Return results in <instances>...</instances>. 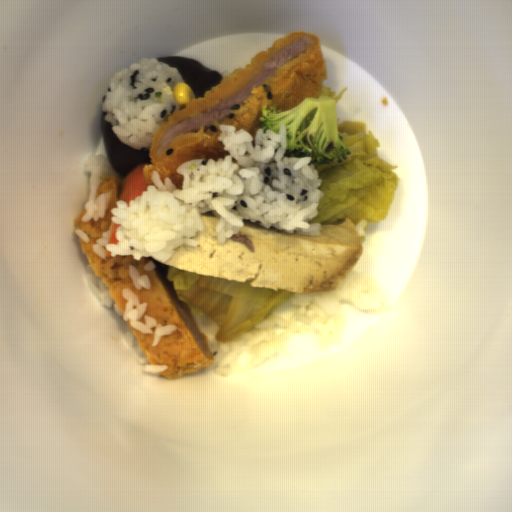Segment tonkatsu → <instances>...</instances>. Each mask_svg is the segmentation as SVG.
Listing matches in <instances>:
<instances>
[{"label": "tonkatsu", "mask_w": 512, "mask_h": 512, "mask_svg": "<svg viewBox=\"0 0 512 512\" xmlns=\"http://www.w3.org/2000/svg\"><path fill=\"white\" fill-rule=\"evenodd\" d=\"M318 34L291 31L260 50L245 64L205 89L203 97L193 98L182 109L168 113L166 122L152 134L151 163L142 165L145 185H153L156 170L163 183L170 177L181 188L178 166L189 159H225L229 155L218 140L219 125L245 128L255 137L262 129V107L280 112L291 110L304 98H318L328 80L327 61ZM154 186V185H153Z\"/></svg>", "instance_id": "tonkatsu-1"}, {"label": "tonkatsu", "mask_w": 512, "mask_h": 512, "mask_svg": "<svg viewBox=\"0 0 512 512\" xmlns=\"http://www.w3.org/2000/svg\"><path fill=\"white\" fill-rule=\"evenodd\" d=\"M104 192H111L104 218L99 217V221H95L91 217L89 221L82 222V216L87 213L83 208L73 219V234L80 242L82 254L88 261L87 266H91L95 277H101V282L109 289L110 298L122 314L128 302L124 299L122 291L129 289L139 298V304L147 302V310L139 322L145 324V316L150 315L156 319L157 325H177L176 331L171 335L161 336L160 342L152 346L156 327L150 328L153 334H143L133 329L128 319L126 322L138 342L139 350L144 352L150 365H168V370L158 374L169 380L181 378L184 374L199 373V370L212 366L215 363V355L209 348V336L201 331L194 320L192 309L185 302L178 300L173 287L174 282L166 280V269L144 270L145 257L140 261L134 260L132 255H117L104 259L94 253L92 245L98 244L97 238H103L102 233L110 229L111 218L114 216L111 209L118 206L116 202L119 198L120 181L116 175L101 180L95 199ZM130 264L136 266L139 275H149L150 290L137 289L128 274Z\"/></svg>", "instance_id": "tonkatsu-2"}]
</instances>
